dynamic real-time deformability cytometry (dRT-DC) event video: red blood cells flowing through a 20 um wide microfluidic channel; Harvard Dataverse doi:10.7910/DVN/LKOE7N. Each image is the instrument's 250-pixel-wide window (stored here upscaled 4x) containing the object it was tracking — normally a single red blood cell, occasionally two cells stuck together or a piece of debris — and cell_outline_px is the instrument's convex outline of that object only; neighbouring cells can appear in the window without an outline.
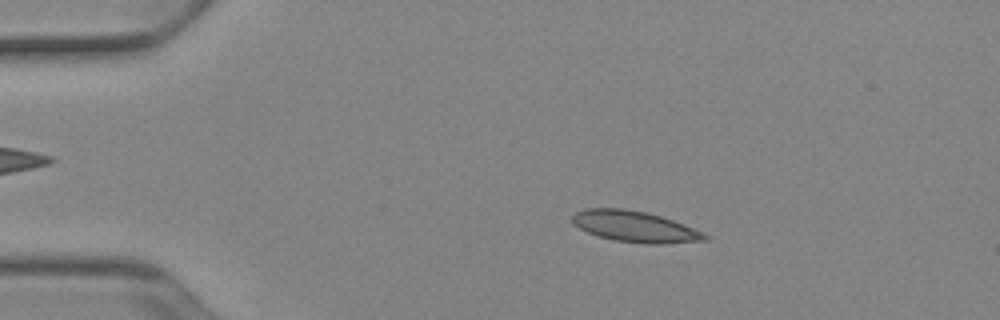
{"species": "Egyptian fruit bat (a non-hibernating species)", "species_latin": "Rousettus aegyptiacus", "temperature_condition": "cold", "stored_images_in_passage": 46, "camera_frame_rate_fps": 3000, "um_per_image_px": 0.085, "animal": {"sex": "female"}, "frame": {"image": 1, "passage_image": 4, "time_ms": 1.0, "image_size_px": [1000, 320], "cell_outline_px": [[712, 236], [708, 240], [664, 244], [644, 244], [616, 240], [596, 236], [580, 228], [572, 220], [572, 216], [576, 212], [584, 208], [624, 208], [644, 212], [660, 216], [672, 220], [704, 232]], "centroid_in_image_um": [54.01, 19.27], "position_along_channel_um": 31.0, "area_um2": 23.99}}
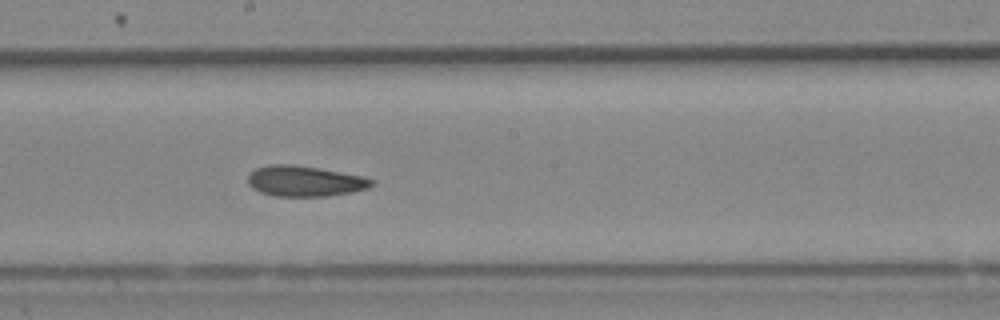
{"frame": {"image": 2, "passage_image": 23, "time_ms": 7.333, "image_size_px": [1000, 320], "cell_outline_px": [[376, 184], [368, 188], [352, 192], [328, 196], [276, 196], [260, 192], [252, 188], [248, 184], [248, 172], [256, 168], [268, 164], [292, 164], [320, 168], [364, 176], [376, 180]], "centroid_in_image_um": [25.92, 15.38], "position_along_channel_um": 222.3, "area_um2": 22.43}}
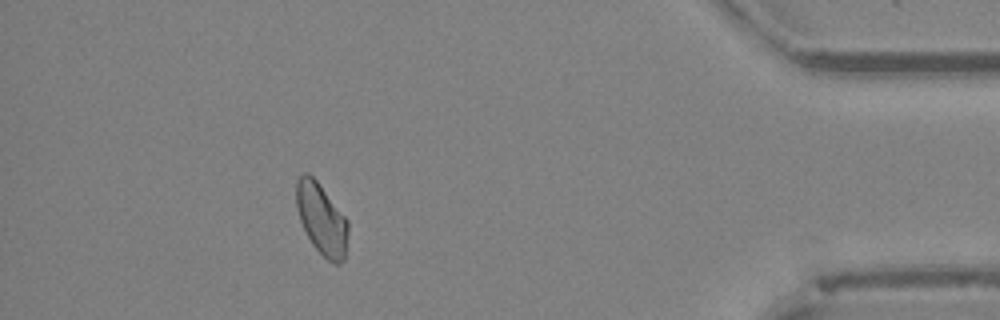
{"frame": {"image": 3, "passage_image": 41, "time_ms": 13.333, "image_size_px": [1000, 320], "cell_outline_px": [[348, 232], [344, 260], [340, 264], [332, 264], [312, 244], [300, 220], [296, 208], [296, 180], [304, 172], [308, 172], [316, 180], [348, 220]], "centroid_in_image_um": [27.33, 18.62], "position_along_channel_um": 407.9, "area_um2": 21.39}}